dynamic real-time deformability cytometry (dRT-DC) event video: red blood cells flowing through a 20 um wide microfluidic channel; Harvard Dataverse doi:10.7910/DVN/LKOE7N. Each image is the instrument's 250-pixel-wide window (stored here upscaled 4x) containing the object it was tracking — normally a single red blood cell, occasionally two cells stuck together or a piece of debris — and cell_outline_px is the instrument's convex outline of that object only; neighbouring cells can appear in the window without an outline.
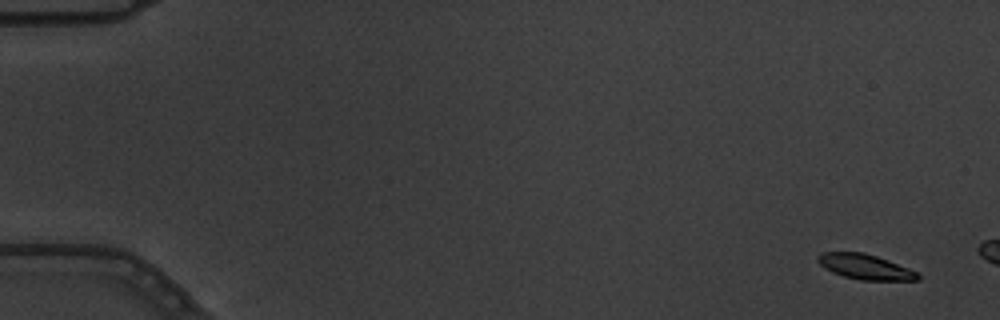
{"species": "common noctule bat (a hibernating species)", "species_latin": "Nyctalus noctula", "temperature_condition": "warm", "stored_images_in_passage": 3, "camera_frame_rate_fps": 3000, "um_per_image_px": 0.085, "animal": {"sex": "male", "body_mass_g": 19.5, "forearm_length_mm": 54.6}, "frame": {"image": 1, "passage_image": 1, "time_ms": 0.0, "image_size_px": [1000, 320], "cell_outline_px": [[920, 280], [860, 280], [844, 276], [832, 272], [824, 268], [816, 260], [816, 256], [820, 252], [864, 252], [876, 256], [908, 268], [916, 272], [920, 276]], "centroid_in_image_um": [73.49, 22.67], "position_along_channel_um": 11.5, "area_um2": 14.57}}